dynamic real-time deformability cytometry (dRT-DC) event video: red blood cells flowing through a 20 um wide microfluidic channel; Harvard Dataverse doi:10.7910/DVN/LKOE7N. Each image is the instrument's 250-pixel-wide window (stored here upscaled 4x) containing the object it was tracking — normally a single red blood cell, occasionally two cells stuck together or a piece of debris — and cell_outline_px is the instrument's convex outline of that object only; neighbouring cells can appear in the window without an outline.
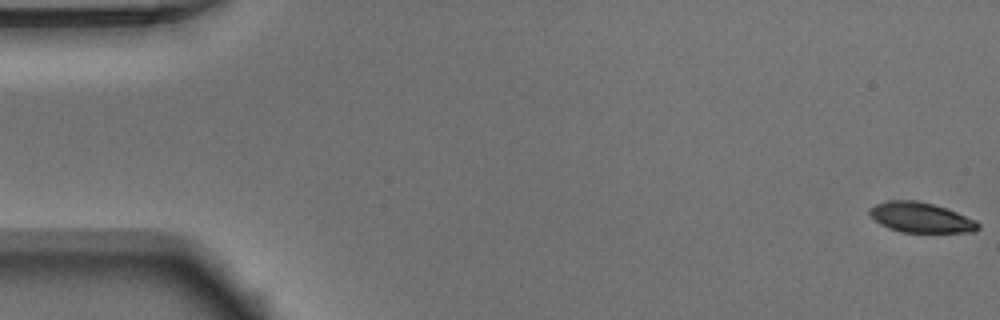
{"species": "Egyptian fruit bat (a non-hibernating species)", "species_latin": "Rousettus aegyptiacus", "temperature_condition": "warm", "stored_images_in_passage": 52, "camera_frame_rate_fps": 3000, "um_per_image_px": 0.085, "animal": {"sex": "male"}, "frame": {"image": 1, "passage_image": 1, "time_ms": 0.0, "image_size_px": [1000, 320], "cell_outline_px": [[980, 228], [976, 232], [900, 232], [888, 228], [880, 224], [868, 212], [868, 208], [876, 204], [888, 200], [916, 200], [932, 204], [956, 212], [976, 220], [980, 224]], "centroid_in_image_um": [78.27, 18.49], "position_along_channel_um": 6.7, "area_um2": 19.02}}
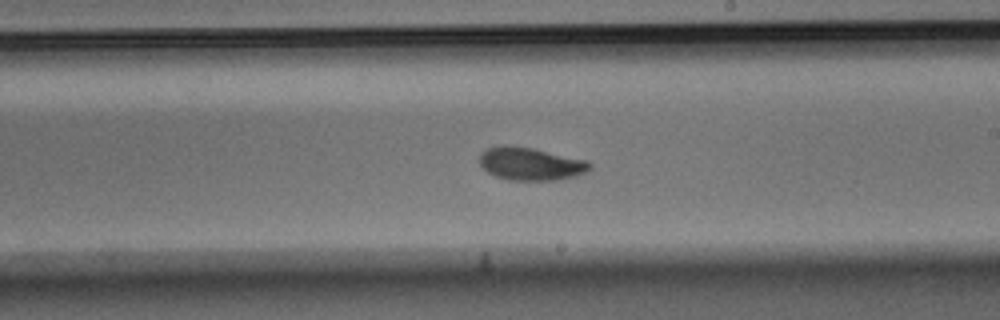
{"frame": {"image": 2, "passage_image": 30, "time_ms": 9.667, "image_size_px": [1000, 320], "cell_outline_px": [[592, 168], [588, 172], [576, 176], [556, 180], [508, 180], [496, 176], [488, 172], [480, 164], [480, 152], [488, 148], [504, 144], [532, 148], [588, 160], [592, 164]], "centroid_in_image_um": [45.14, 13.92], "position_along_channel_um": 243.9, "area_um2": 21.27}}
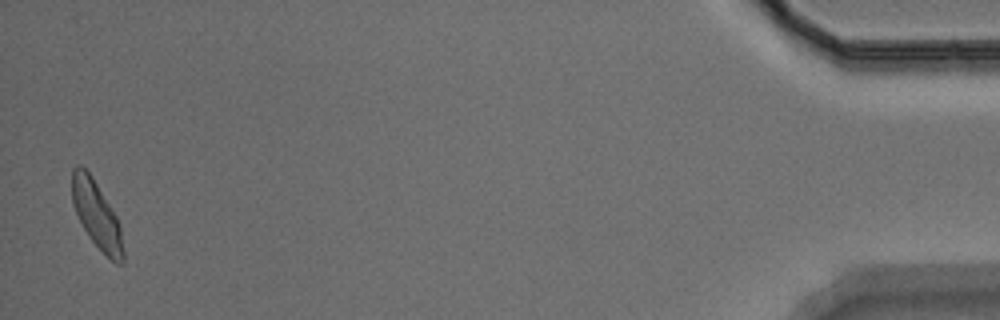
{"frame": {"image": 3, "passage_image": 51, "time_ms": 16.667, "image_size_px": [1000, 320], "cell_outline_px": [[124, 264], [116, 264], [88, 236], [72, 204], [72, 168], [76, 164], [80, 164], [92, 176], [116, 216], [120, 224], [124, 252]], "centroid_in_image_um": [8.22, 18.25], "position_along_channel_um": 427.0, "area_um2": 19.77}, "authors_computed_cell_mechanics": {"area_um2": 20.3456, "velocity_mm_per_s": 3.9289, "shape_relaxation_time_tau1_ms": 3.3774, "shape_relaxation_time_tau2_ms": 4.082, "deformation_change_tau1": 0.1368, "deformation_change_tau2": 0.0912}}